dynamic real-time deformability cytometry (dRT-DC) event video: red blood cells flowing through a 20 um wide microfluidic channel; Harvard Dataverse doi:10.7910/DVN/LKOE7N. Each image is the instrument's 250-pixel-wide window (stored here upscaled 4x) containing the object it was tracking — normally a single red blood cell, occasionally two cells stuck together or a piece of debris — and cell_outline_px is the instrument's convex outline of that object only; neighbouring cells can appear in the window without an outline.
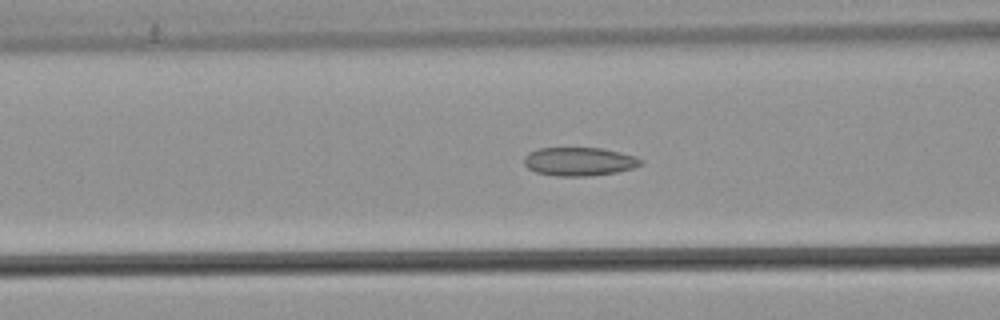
{"species": "common noctule bat (a hibernating species)", "species_latin": "Nyctalus noctula", "temperature_condition": "warm", "stored_images_in_passage": 55, "camera_frame_rate_fps": 3000, "um_per_image_px": 0.085, "animal": {"sex": "male", "body_mass_g": 21.5, "forearm_length_mm": 52.0}, "frame": {"image": 1, "passage_image": 22, "time_ms": 7.0, "image_size_px": [1000, 320], "cell_outline_px": [[644, 164], [636, 168], [616, 172], [588, 176], [556, 176], [536, 172], [528, 168], [524, 164], [524, 156], [528, 152], [540, 148], [604, 148], [636, 156], [644, 160]], "centroid_in_image_um": [49.28, 13.73], "position_along_channel_um": 117.3, "area_um2": 19.65}}
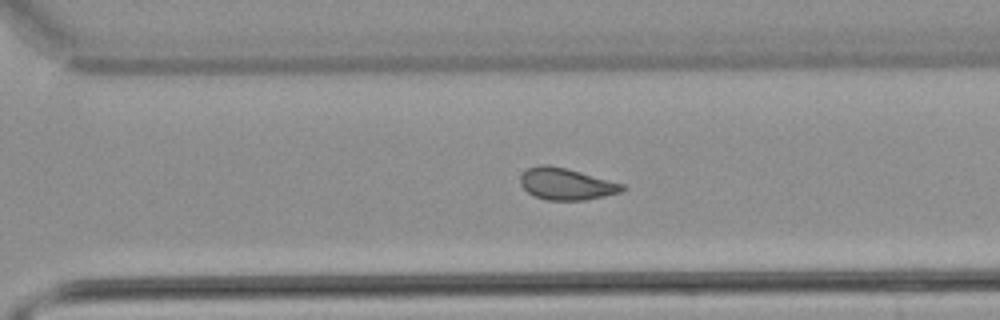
{"frame": {"image": 2, "passage_image": 38, "time_ms": 12.333, "image_size_px": [1000, 320], "cell_outline_px": [[624, 188], [620, 192], [604, 196], [584, 200], [548, 200], [532, 196], [520, 184], [520, 176], [528, 168], [540, 164], [548, 164], [564, 168], [624, 184]], "centroid_in_image_um": [48.08, 15.64], "position_along_channel_um": 322.5, "area_um2": 18.61}}
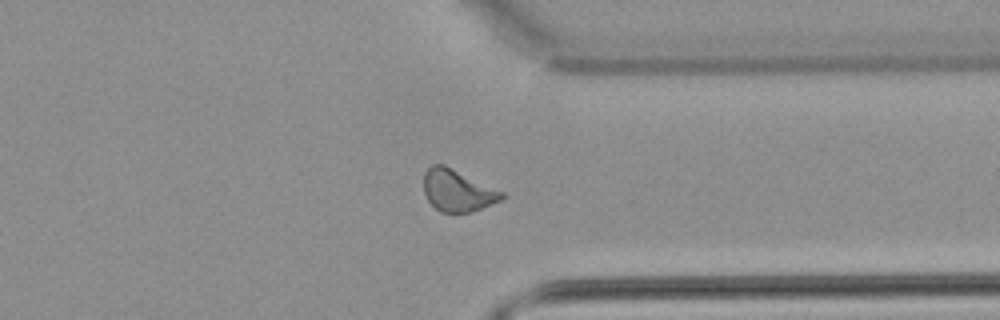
{"frame": {"image": 3, "passage_image": 42, "time_ms": 13.667, "image_size_px": [1000, 320], "cell_outline_px": [[504, 196], [500, 200], [472, 212], [440, 212], [428, 200], [424, 192], [424, 172], [432, 164], [444, 164], [504, 192]], "centroid_in_image_um": [38.87, 16.18], "position_along_channel_um": 372.5, "area_um2": 18.84}, "authors_computed_cell_mechanics": {"area_um2": 19.5942, "velocity_mm_per_s": 3.8482, "shape_relaxation_time_tau1_ms": null, "shape_relaxation_time_tau2_ms": 2.1117, "deformation_change_tau1": null, "deformation_change_tau2": 0.0748}}